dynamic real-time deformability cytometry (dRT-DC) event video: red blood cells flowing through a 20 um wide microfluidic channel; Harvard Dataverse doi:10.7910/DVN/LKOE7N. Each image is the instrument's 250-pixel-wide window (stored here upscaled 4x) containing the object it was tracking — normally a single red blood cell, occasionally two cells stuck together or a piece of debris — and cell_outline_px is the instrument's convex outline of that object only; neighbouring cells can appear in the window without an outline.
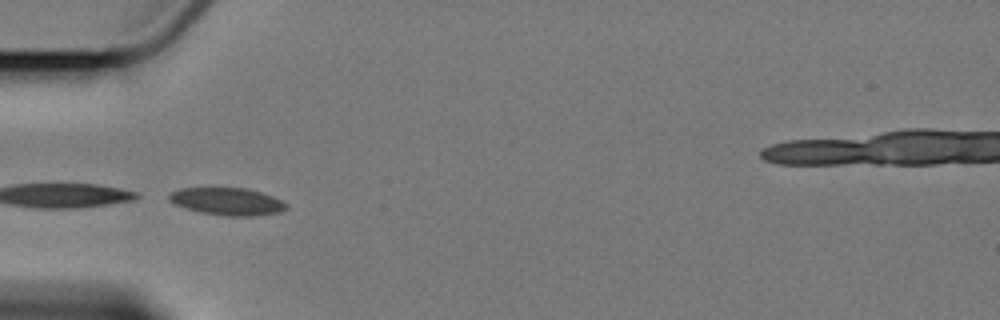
{"species": "Egyptian fruit bat (a non-hibernating species)", "species_latin": "Rousettus aegyptiacus", "temperature_condition": "cold", "stored_images_in_passage": 8, "camera_frame_rate_fps": 3000, "um_per_image_px": 0.085, "animal": {"sex": "female"}, "frame": {"image": 1, "passage_image": 4, "time_ms": 3.667, "image_size_px": [1000, 320], "cell_outline_px": [[288, 208], [280, 212], [256, 216], [224, 216], [200, 212], [176, 204], [168, 200], [168, 192], [180, 188], [244, 188], [260, 192], [272, 196], [288, 204]], "centroid_in_image_um": [19.32, 17.12], "position_along_channel_um": 65.7, "area_um2": 18.73}}
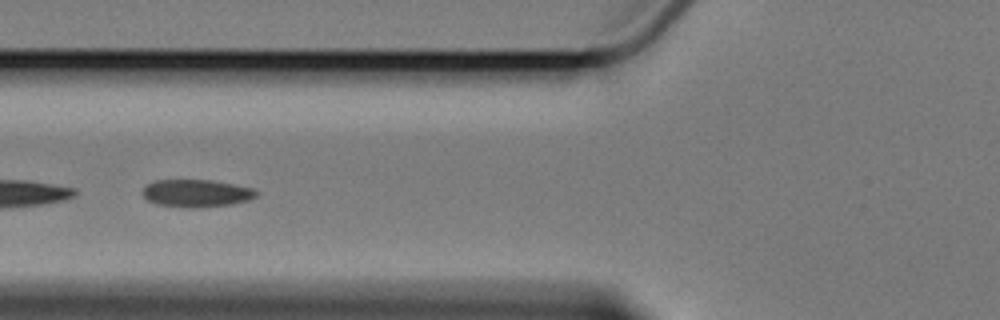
{"frame": {"image": 2, "passage_image": 5, "time_ms": 5.0, "image_size_px": [1000, 320], "cell_outline_px": [[260, 192], [256, 196], [248, 200], [232, 204], [200, 208], [192, 208], [156, 204], [148, 200], [144, 196], [144, 188], [148, 184], [156, 180], [212, 180], [252, 188]], "centroid_in_image_um": [16.73, 16.43], "position_along_channel_um": 109.1, "area_um2": 18.15}}